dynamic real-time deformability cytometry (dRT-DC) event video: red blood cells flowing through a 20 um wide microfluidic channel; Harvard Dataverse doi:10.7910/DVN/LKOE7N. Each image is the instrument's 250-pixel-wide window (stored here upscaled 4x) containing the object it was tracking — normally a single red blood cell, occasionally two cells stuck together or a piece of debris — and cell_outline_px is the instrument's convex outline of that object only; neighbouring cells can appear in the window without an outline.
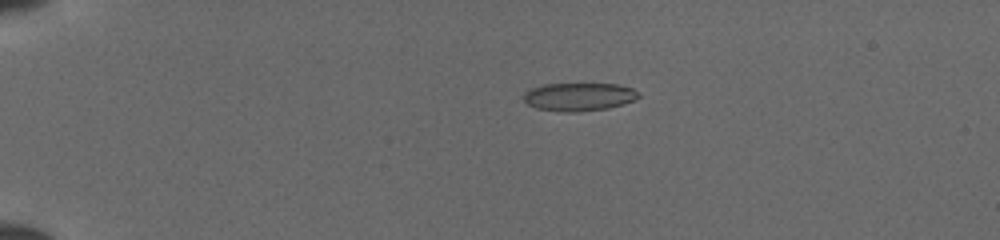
{"species": "common noctule bat (a hibernating species)", "species_latin": "Nyctalus noctula", "temperature_condition": "cold", "stored_images_in_passage": 39, "camera_frame_rate_fps": 3000, "um_per_image_px": 0.085, "animal": {"sex": "female", "body_mass_g": 19.5, "forearm_length_mm": 54.1}, "frame": {"image": 1, "passage_image": 1, "time_ms": 0.0, "image_size_px": [1000, 240], "cell_outline_px": [[640, 96], [624, 104], [608, 108], [576, 112], [560, 112], [536, 108], [528, 104], [524, 100], [524, 92], [528, 88], [544, 84], [616, 84], [632, 88], [640, 92]], "centroid_in_image_um": [49.19, 8.22], "position_along_channel_um": 35.8, "area_um2": 18.96}}
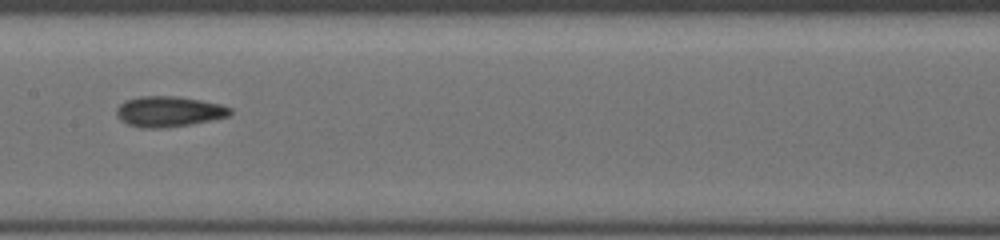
{"frame": {"image": 2, "passage_image": 17, "time_ms": 5.333, "image_size_px": [1000, 240], "cell_outline_px": [[232, 112], [228, 116], [212, 120], [164, 128], [140, 128], [128, 124], [120, 120], [116, 116], [116, 108], [124, 100], [140, 96], [176, 96], [200, 100], [220, 104], [232, 108]], "centroid_in_image_um": [14.31, 9.48], "position_along_channel_um": 193.1, "area_um2": 20.29}}
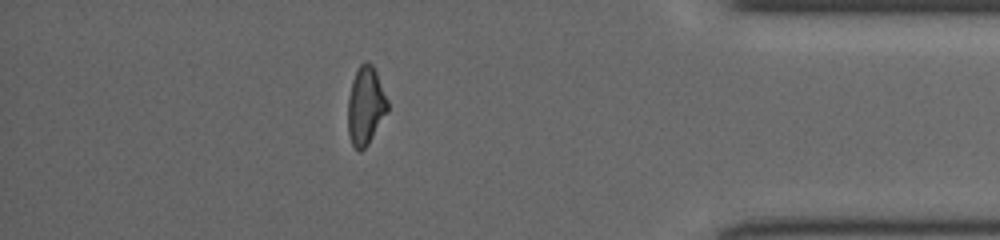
{"frame": {"image": 3, "passage_image": 34, "time_ms": 11.0, "image_size_px": [1000, 240], "cell_outline_px": [[388, 112], [368, 144], [360, 152], [352, 144], [348, 132], [348, 96], [352, 80], [360, 64], [364, 60], [368, 60], [372, 64], [376, 72], [388, 100]], "centroid_in_image_um": [31.08, 8.97], "position_along_channel_um": 404.1, "area_um2": 18.15}}